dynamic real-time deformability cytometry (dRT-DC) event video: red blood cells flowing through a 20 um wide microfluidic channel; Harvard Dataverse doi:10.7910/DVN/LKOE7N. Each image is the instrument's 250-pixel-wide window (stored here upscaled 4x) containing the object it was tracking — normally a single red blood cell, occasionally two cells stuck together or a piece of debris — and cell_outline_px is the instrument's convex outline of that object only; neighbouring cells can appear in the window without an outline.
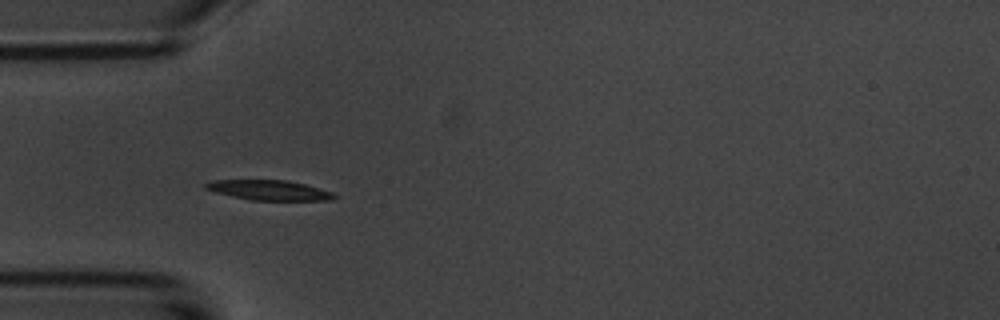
{"species": "common noctule bat (a hibernating species)", "species_latin": "Nyctalus noctula", "temperature_condition": "room temperature", "stored_images_in_passage": 7, "camera_frame_rate_fps": 3000, "um_per_image_px": 0.085, "animal": {"sex": "male", "body_mass_g": 20.1, "forearm_length_mm": 53.5}, "frame": {"image": 1, "passage_image": 4, "time_ms": 4.333, "image_size_px": [1000, 320], "cell_outline_px": [[336, 196], [332, 200], [252, 200], [232, 196], [216, 192], [204, 188], [204, 184], [212, 180], [284, 180], [304, 184], [332, 192]], "centroid_in_image_um": [22.85, 16.16], "position_along_channel_um": 62.2, "area_um2": 14.74}}
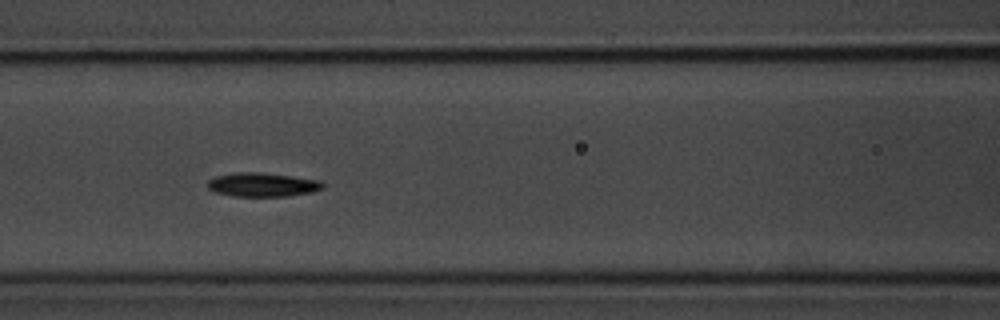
{"frame": {"image": 2, "passage_image": 6, "time_ms": 6.667, "image_size_px": [1000, 320], "cell_outline_px": [[324, 188], [312, 192], [288, 196], [232, 196], [216, 192], [208, 188], [208, 180], [216, 176], [236, 172], [260, 172], [292, 176], [320, 180], [324, 184]], "centroid_in_image_um": [22.33, 15.69], "position_along_channel_um": 144.3, "area_um2": 16.07}}
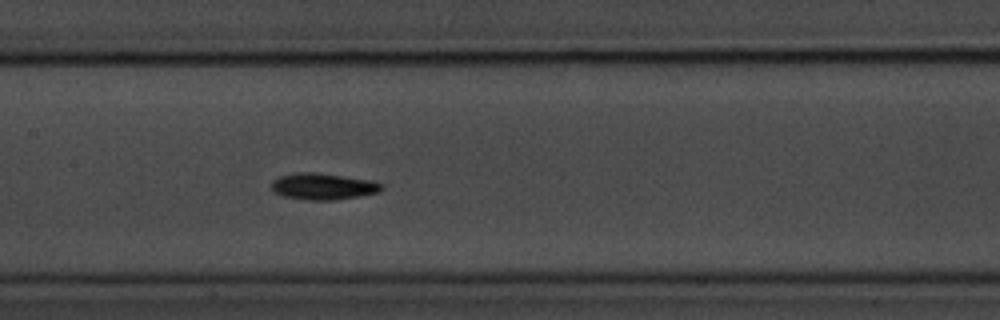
{"frame": {"image": 3, "passage_image": 7, "time_ms": 7.667, "image_size_px": [1000, 320], "cell_outline_px": [[384, 188], [380, 192], [360, 196], [332, 200], [308, 200], [284, 196], [276, 192], [272, 188], [272, 180], [280, 176], [296, 172], [316, 172], [372, 180], [384, 184]], "centroid_in_image_um": [27.51, 15.83], "position_along_channel_um": 179.9, "area_um2": 17.05}}